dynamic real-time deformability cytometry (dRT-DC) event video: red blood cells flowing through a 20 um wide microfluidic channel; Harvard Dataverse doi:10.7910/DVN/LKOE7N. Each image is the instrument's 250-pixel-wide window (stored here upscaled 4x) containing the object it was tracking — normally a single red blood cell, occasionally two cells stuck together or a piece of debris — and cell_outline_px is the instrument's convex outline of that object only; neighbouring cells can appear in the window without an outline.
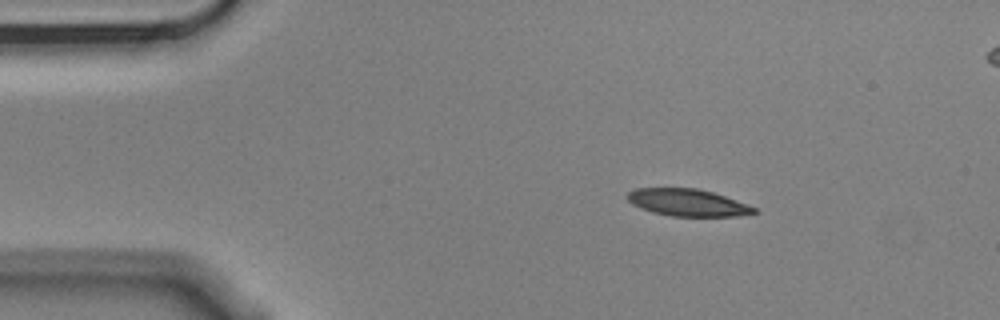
{"species": "Egyptian fruit bat (a non-hibernating species)", "species_latin": "Rousettus aegyptiacus", "temperature_condition": "cold", "stored_images_in_passage": 4, "segment_of_instrument_passage": [1, 2], "camera_frame_rate_fps": 3000, "um_per_image_px": 0.085, "animal": {"sex": "male"}, "frame": {"image": 1, "passage_image": 1, "time_ms": 0.0, "image_size_px": [1000, 320], "cell_outline_px": [[760, 212], [736, 216], [672, 216], [652, 212], [640, 208], [632, 204], [624, 196], [628, 192], [636, 188], [696, 188], [712, 192], [724, 196], [756, 208]], "centroid_in_image_um": [58.4, 17.22], "position_along_channel_um": 26.6, "area_um2": 19.94}}